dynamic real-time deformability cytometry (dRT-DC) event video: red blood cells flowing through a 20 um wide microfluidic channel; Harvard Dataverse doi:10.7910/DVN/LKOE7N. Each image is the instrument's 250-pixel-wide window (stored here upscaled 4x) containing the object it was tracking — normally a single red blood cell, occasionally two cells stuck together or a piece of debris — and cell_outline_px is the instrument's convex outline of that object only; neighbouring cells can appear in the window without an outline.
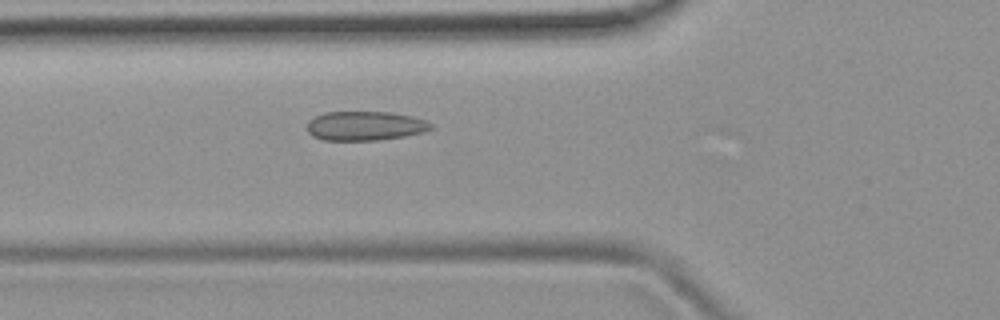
{"species": "common noctule bat (a hibernating species)", "species_latin": "Nyctalus noctula", "temperature_condition": "room temperature", "stored_images_in_passage": 5, "camera_frame_rate_fps": 3000, "um_per_image_px": 0.085, "animal": {"sex": "female", "body_mass_g": 19.9}, "frame": {"image": 1, "passage_image": 5, "time_ms": 5.333, "image_size_px": [1000, 320], "cell_outline_px": [[432, 128], [424, 132], [404, 136], [380, 140], [324, 140], [312, 136], [308, 132], [308, 120], [324, 112], [392, 112], [412, 116], [424, 120], [432, 124]], "centroid_in_image_um": [31.03, 10.7], "position_along_channel_um": 94.8, "area_um2": 21.1}}